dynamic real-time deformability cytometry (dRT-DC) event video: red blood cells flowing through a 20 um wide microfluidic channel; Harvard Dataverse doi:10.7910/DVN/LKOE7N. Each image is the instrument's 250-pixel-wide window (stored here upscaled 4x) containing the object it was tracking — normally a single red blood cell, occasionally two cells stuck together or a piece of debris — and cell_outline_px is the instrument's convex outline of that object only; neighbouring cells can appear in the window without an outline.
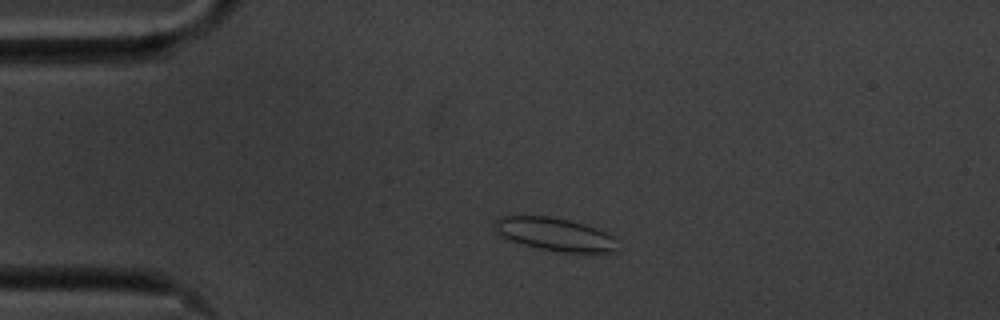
{"species": "common noctule bat (a hibernating species)", "species_latin": "Nyctalus noctula", "temperature_condition": "cold", "stored_images_in_passage": 48, "camera_frame_rate_fps": 3000, "um_per_image_px": 0.085, "animal": {"sex": "male", "body_mass_g": 20.1, "forearm_length_mm": 53.5}, "frame": {"image": 1, "passage_image": 3, "time_ms": 0.667, "image_size_px": [1000, 320], "cell_outline_px": [[616, 252], [556, 252], [508, 240], [496, 232], [496, 220], [500, 216], [548, 216], [568, 220], [584, 224], [596, 228], [612, 236], [616, 240]], "centroid_in_image_um": [47.16, 19.92], "position_along_channel_um": 37.8, "area_um2": 23.35}}
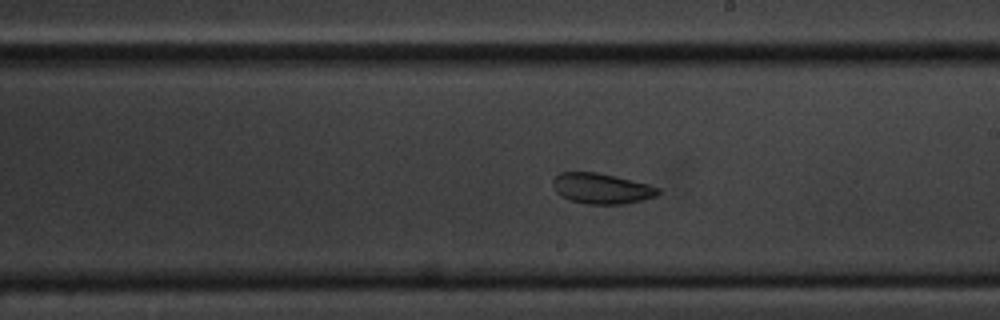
{"frame": {"image": 2, "passage_image": 23, "time_ms": 7.333, "image_size_px": [1000, 320], "cell_outline_px": [[660, 192], [656, 196], [644, 200], [624, 204], [588, 204], [568, 200], [560, 196], [556, 192], [552, 184], [552, 180], [560, 172], [596, 172], [616, 176], [648, 184], [660, 188]], "centroid_in_image_um": [51.12, 16.03], "position_along_channel_um": 237.9, "area_um2": 18.9}}
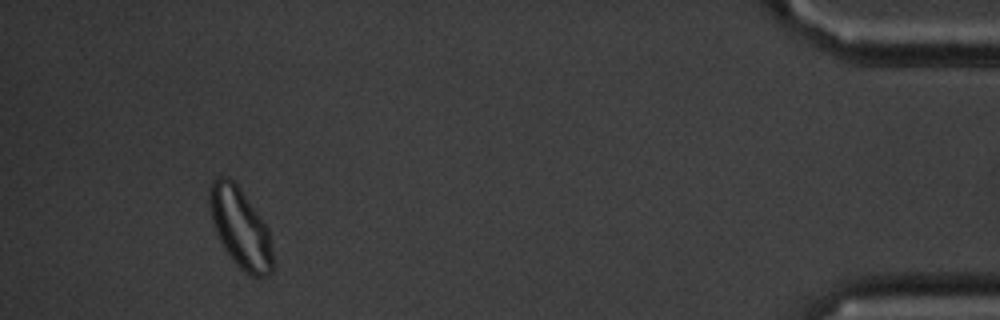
{"frame": {"image": 3, "passage_image": 44, "time_ms": 14.333, "image_size_px": [1000, 320], "cell_outline_px": [[272, 272], [268, 276], [248, 276], [232, 260], [220, 240], [216, 232], [212, 220], [208, 204], [208, 188], [212, 180], [216, 176], [228, 176], [240, 188], [268, 228], [272, 244]], "centroid_in_image_um": [20.41, 19.35], "position_along_channel_um": 414.8, "area_um2": 29.54}, "authors_computed_cell_mechanics": {"area_um2": 20.4612, "velocity_mm_per_s": 3.4684, "shape_relaxation_time_tau1_ms": null, "shape_relaxation_time_tau2_ms": 1.9466, "deformation_change_tau1": null, "deformation_change_tau2": 0.0655}}